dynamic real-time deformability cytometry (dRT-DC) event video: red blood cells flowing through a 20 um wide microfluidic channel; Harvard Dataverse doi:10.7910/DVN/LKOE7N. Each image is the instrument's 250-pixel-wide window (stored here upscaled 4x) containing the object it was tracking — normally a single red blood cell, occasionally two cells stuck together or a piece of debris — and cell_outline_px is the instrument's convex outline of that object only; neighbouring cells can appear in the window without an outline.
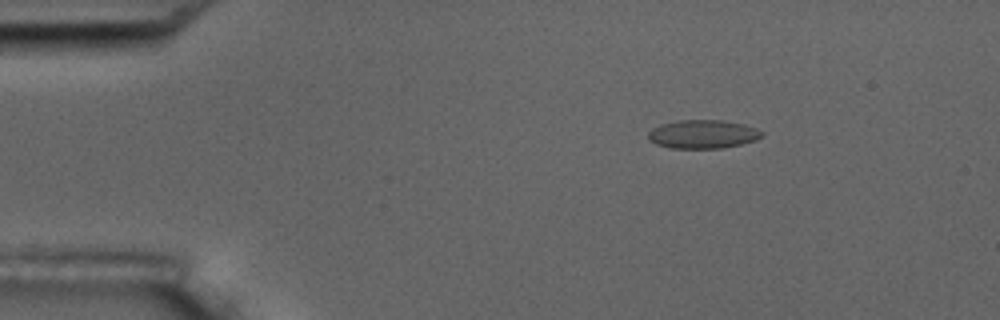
{"species": "common noctule bat (a hibernating species)", "species_latin": "Nyctalus noctula", "temperature_condition": "room temperature", "stored_images_in_passage": 4, "camera_frame_rate_fps": 3000, "um_per_image_px": 0.085, "animal": {"sex": "male", "body_mass_g": 17.5, "forearm_length_mm": 52.3}, "frame": {"image": 1, "passage_image": 2, "time_ms": 2.0, "image_size_px": [1000, 320], "cell_outline_px": [[764, 136], [756, 140], [740, 144], [720, 148], [672, 148], [656, 144], [648, 140], [648, 132], [652, 128], [660, 124], [680, 120], [720, 120], [744, 124], [756, 128], [764, 132]], "centroid_in_image_um": [59.74, 11.4], "position_along_channel_um": 25.3, "area_um2": 18.96}}